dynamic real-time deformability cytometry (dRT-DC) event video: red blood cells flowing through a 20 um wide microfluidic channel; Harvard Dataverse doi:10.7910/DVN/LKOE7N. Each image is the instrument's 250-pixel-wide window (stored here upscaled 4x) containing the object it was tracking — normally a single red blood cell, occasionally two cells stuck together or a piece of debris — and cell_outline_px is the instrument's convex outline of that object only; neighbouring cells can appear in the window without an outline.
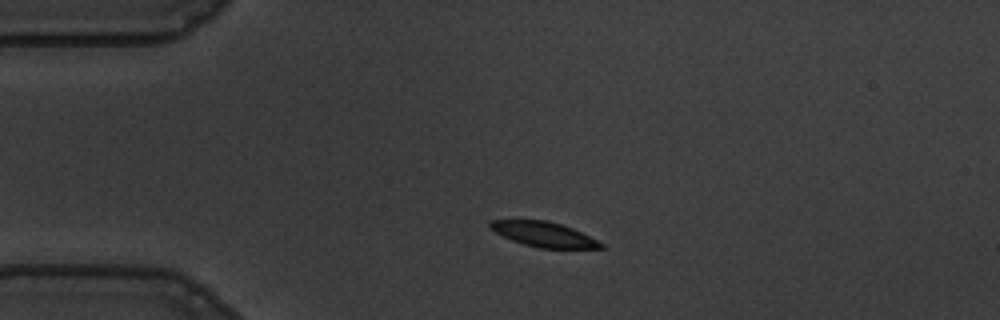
{"species": "common noctule bat (a hibernating species)", "species_latin": "Nyctalus noctula", "temperature_condition": "warm", "stored_images_in_passage": 45, "camera_frame_rate_fps": 3000, "um_per_image_px": 0.085, "animal": {"sex": "male", "body_mass_g": 19.5, "forearm_length_mm": 54.6}, "frame": {"image": 1, "passage_image": 1, "time_ms": 0.0, "image_size_px": [1000, 320], "cell_outline_px": [[604, 248], [540, 248], [524, 244], [512, 240], [488, 228], [488, 220], [544, 220], [560, 224], [572, 228], [604, 244]], "centroid_in_image_um": [46.18, 19.91], "position_along_channel_um": 38.8, "area_um2": 15.84}}
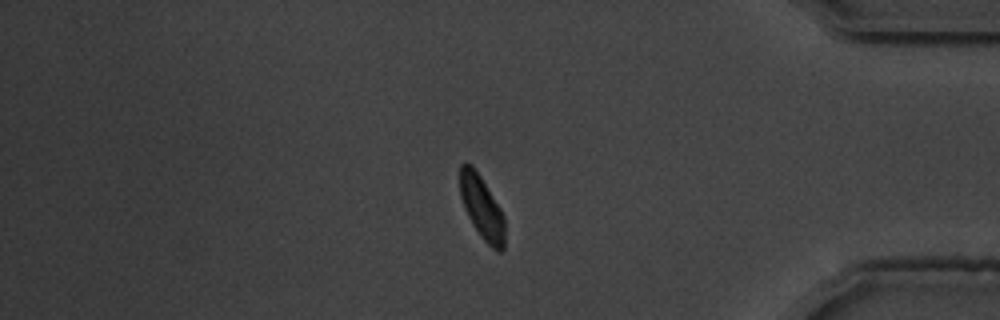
{"frame": {"image": 2, "passage_image": 36, "time_ms": 11.667, "image_size_px": [1000, 320], "cell_outline_px": [[504, 248], [500, 252], [496, 252], [480, 236], [472, 224], [464, 208], [460, 196], [460, 164], [472, 164], [480, 176], [500, 208], [504, 216]], "centroid_in_image_um": [40.95, 17.66], "position_along_channel_um": 394.2, "area_um2": 16.42}}
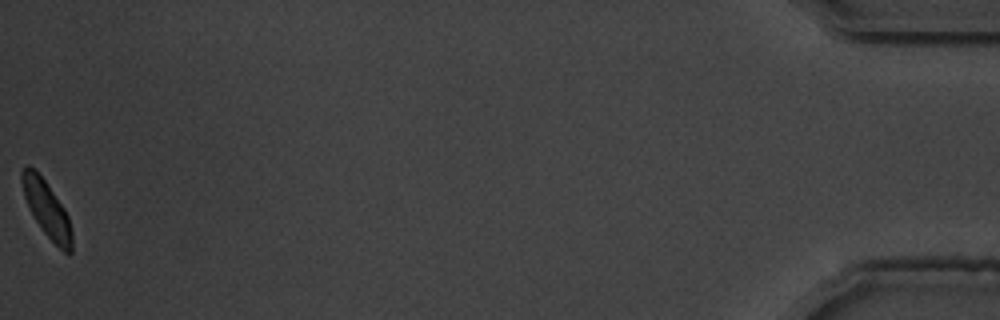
{"frame": {"image": 3, "passage_image": 45, "time_ms": 14.667, "image_size_px": [1000, 320], "cell_outline_px": [[72, 252], [64, 252], [44, 232], [36, 220], [24, 196], [20, 180], [20, 172], [28, 164], [44, 180], [64, 208], [68, 216], [72, 232]], "centroid_in_image_um": [3.97, 17.76], "position_along_channel_um": 431.2, "area_um2": 15.84}, "authors_computed_cell_mechanics": {"area_um2": 17.5134, "velocity_mm_per_s": 3.5528, "shape_relaxation_time_tau1_ms": 6.237, "shape_relaxation_time_tau2_ms": 2.8126, "deformation_change_tau1": 0.232, "deformation_change_tau2": 0.0555}}